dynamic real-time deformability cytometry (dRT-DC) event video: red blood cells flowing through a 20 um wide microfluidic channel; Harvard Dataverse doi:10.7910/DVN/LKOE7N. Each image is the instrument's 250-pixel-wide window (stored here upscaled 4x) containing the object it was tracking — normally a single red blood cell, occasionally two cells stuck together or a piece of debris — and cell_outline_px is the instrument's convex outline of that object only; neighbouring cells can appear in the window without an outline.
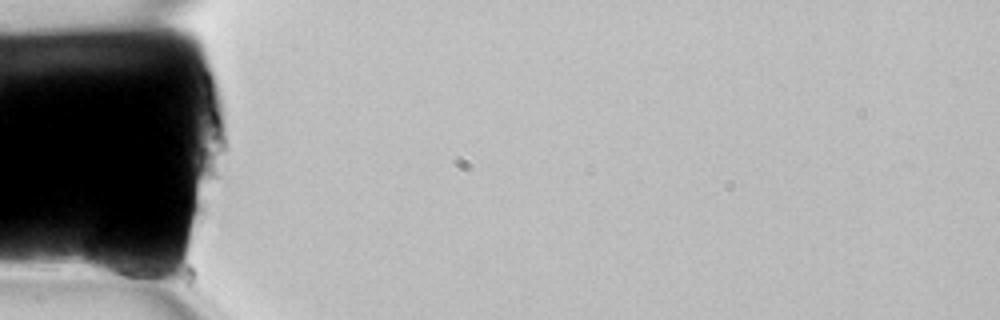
{"species": "common noctule bat (a hibernating species)", "species_latin": "Nyctalus noctula", "temperature_condition": "room temperature", "stored_images_in_passage": 3, "camera_frame_rate_fps": 3000, "um_per_image_px": 0.085, "animal": {"sex": "female", "body_mass_g": 22.7, "forearm_length_mm": 54.2}, "frame": {"image": 1, "passage_image": 1, "time_ms": 0.0, "image_size_px": [1000, 320], "cell_outline_px": [[160, 272], [152, 276], [112, 276], [92, 272], [84, 264], [84, 260], [88, 236], [96, 224]], "centroid_in_image_um": [9.66, 21.84], "position_along_channel_um": 75.3, "area_um2": 15.55}}